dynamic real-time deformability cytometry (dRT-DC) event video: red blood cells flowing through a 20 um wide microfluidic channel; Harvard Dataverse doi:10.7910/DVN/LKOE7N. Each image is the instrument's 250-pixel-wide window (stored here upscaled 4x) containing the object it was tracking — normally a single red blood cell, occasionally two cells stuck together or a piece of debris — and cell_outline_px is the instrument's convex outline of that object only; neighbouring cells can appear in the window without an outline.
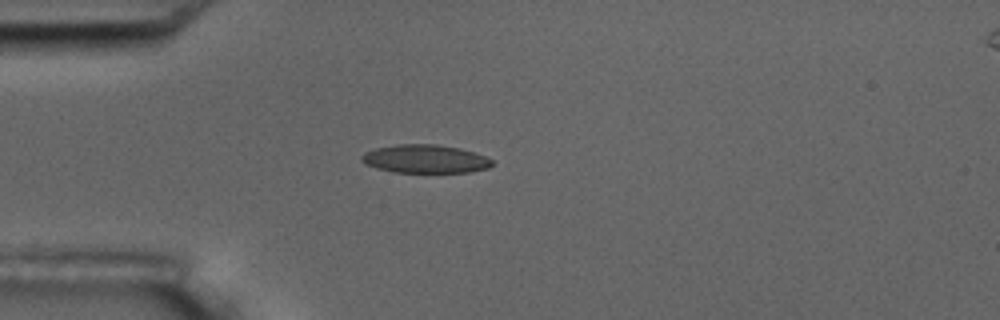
{"species": "common noctule bat (a hibernating species)", "species_latin": "Nyctalus noctula", "temperature_condition": "room temperature", "stored_images_in_passage": 4, "camera_frame_rate_fps": 3000, "um_per_image_px": 0.085, "animal": {"sex": "male", "body_mass_g": 17.5, "forearm_length_mm": 52.3}, "frame": {"image": 1, "passage_image": 4, "time_ms": 4.0, "image_size_px": [1000, 320], "cell_outline_px": [[492, 164], [488, 168], [472, 172], [392, 172], [376, 168], [364, 164], [360, 160], [360, 156], [364, 152], [376, 148], [400, 144], [436, 144], [460, 148], [484, 156], [492, 160]], "centroid_in_image_um": [36.09, 13.51], "position_along_channel_um": 48.9, "area_um2": 21.56}}